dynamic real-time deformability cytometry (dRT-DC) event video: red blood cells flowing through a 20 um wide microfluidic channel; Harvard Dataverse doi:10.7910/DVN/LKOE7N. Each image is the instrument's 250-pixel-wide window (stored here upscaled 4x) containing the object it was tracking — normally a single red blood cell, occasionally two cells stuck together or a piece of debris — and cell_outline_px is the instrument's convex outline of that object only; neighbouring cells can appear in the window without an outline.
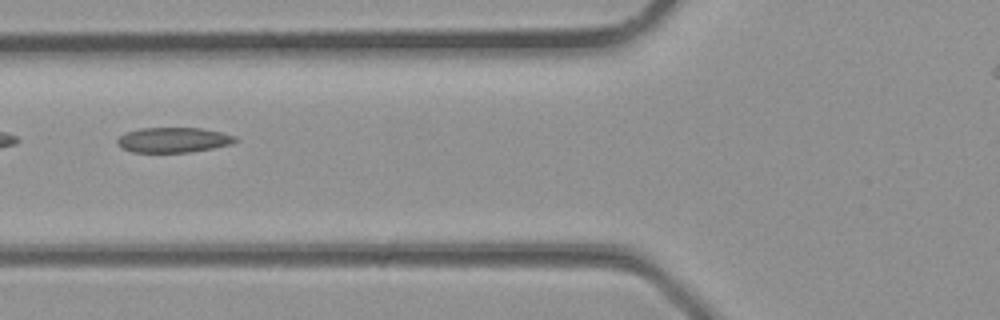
{"species": "common noctule bat (a hibernating species)", "species_latin": "Nyctalus noctula", "temperature_condition": "room temperature", "stored_images_in_passage": 5, "camera_frame_rate_fps": 3000, "um_per_image_px": 0.085, "animal": {"sex": "male", "body_mass_g": 23.1, "forearm_length_mm": 52.7}, "frame": {"image": 1, "passage_image": 5, "time_ms": 1.333, "image_size_px": [1000, 320], "cell_outline_px": [[240, 140], [232, 144], [212, 148], [188, 152], [132, 152], [120, 148], [116, 144], [116, 140], [124, 132], [140, 128], [200, 128], [220, 132], [236, 136]], "centroid_in_image_um": [14.71, 11.89], "position_along_channel_um": 111.1, "area_um2": 17.4}}